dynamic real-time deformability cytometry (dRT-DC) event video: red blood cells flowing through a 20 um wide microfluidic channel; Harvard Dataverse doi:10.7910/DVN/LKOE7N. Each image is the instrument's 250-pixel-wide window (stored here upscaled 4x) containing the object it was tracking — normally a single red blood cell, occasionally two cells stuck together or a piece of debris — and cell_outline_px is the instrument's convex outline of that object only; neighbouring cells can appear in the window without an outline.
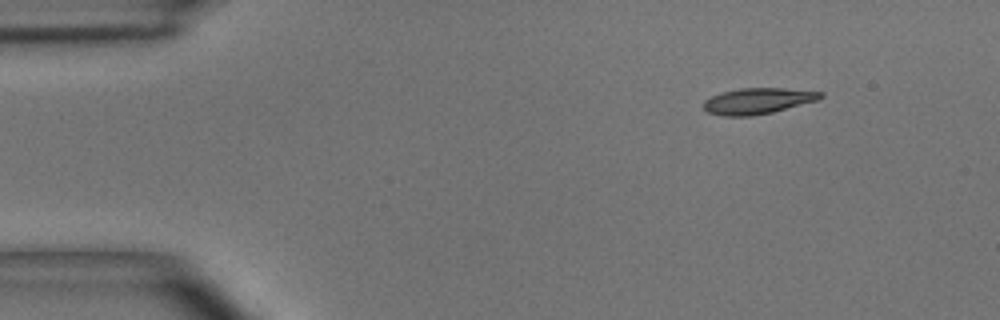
{"species": "common noctule bat (a hibernating species)", "species_latin": "Nyctalus noctula", "temperature_condition": "room temperature", "stored_images_in_passage": 45, "camera_frame_rate_fps": 3000, "um_per_image_px": 0.085, "animal": {"sex": "male", "body_mass_g": 15.6}, "frame": {"image": 1, "passage_image": 1, "time_ms": 0.0, "image_size_px": [1000, 320], "cell_outline_px": [[824, 96], [820, 100], [772, 112], [752, 116], [724, 116], [708, 112], [704, 108], [704, 100], [712, 96], [724, 92], [740, 88], [784, 88], [824, 92]], "centroid_in_image_um": [64.47, 8.58], "position_along_channel_um": 20.5, "area_um2": 17.69}}
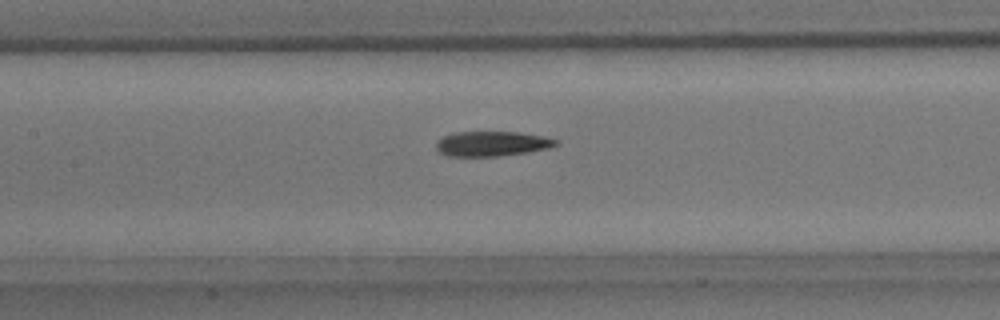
{"frame": {"image": 2, "passage_image": 18, "time_ms": 5.667, "image_size_px": [1000, 320], "cell_outline_px": [[560, 144], [548, 148], [528, 152], [500, 156], [448, 156], [436, 152], [436, 140], [444, 136], [456, 132], [516, 132], [544, 136], [560, 140]], "centroid_in_image_um": [41.81, 12.22], "position_along_channel_um": 165.6, "area_um2": 17.57}}
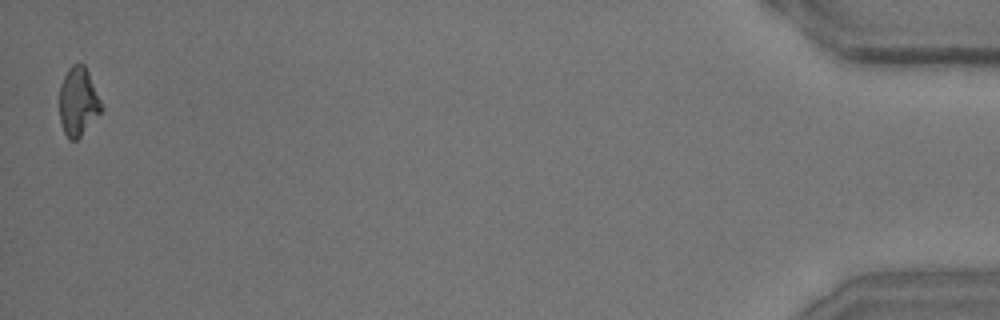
{"frame": {"image": 3, "passage_image": 45, "time_ms": 14.667, "image_size_px": [1000, 320], "cell_outline_px": [[104, 108], [80, 136], [76, 140], [68, 140], [64, 132], [60, 120], [60, 84], [68, 68], [72, 64], [84, 64], [88, 72]], "centroid_in_image_um": [6.64, 8.64], "position_along_channel_um": 428.6, "area_um2": 16.59}, "authors_computed_cell_mechanics": {"area_um2": 17.8602, "velocity_mm_per_s": 3.9323, "shape_relaxation_time_tau1_ms": 5.9017, "shape_relaxation_time_tau2_ms": null, "deformation_change_tau1": 0.1809, "deformation_change_tau2": null}}